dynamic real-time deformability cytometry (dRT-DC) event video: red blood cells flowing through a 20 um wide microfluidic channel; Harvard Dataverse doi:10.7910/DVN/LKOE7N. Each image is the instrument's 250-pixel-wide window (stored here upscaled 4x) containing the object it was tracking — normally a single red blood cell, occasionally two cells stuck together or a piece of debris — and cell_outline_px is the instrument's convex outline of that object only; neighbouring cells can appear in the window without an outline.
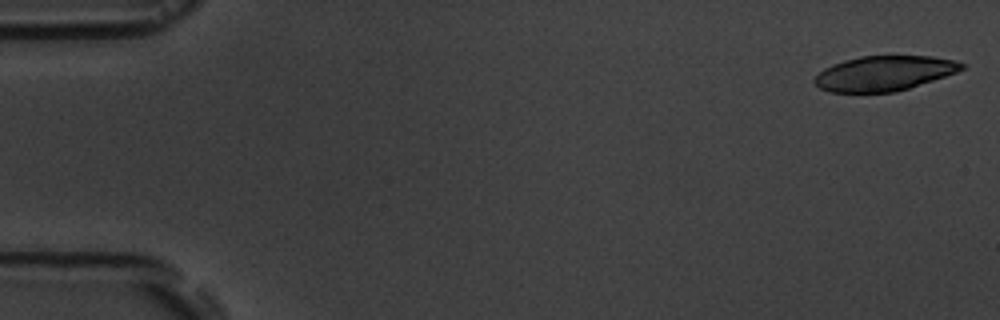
{"species": "common noctule bat (a hibernating species)", "species_latin": "Nyctalus noctula", "temperature_condition": "room temperature", "stored_images_in_passage": 4, "camera_frame_rate_fps": 3000, "um_per_image_px": 0.085, "animal": {"sex": "male", "body_mass_g": 19.5, "forearm_length_mm": 54.6}, "frame": {"image": 1, "passage_image": 1, "time_ms": 0.0, "image_size_px": [1000, 320], "cell_outline_px": [[964, 68], [956, 72], [896, 92], [828, 92], [820, 88], [812, 80], [824, 68], [832, 64], [844, 60], [860, 56], [932, 56], [956, 60], [964, 64]], "centroid_in_image_um": [75.13, 6.23], "position_along_channel_um": 9.9, "area_um2": 29.77}}